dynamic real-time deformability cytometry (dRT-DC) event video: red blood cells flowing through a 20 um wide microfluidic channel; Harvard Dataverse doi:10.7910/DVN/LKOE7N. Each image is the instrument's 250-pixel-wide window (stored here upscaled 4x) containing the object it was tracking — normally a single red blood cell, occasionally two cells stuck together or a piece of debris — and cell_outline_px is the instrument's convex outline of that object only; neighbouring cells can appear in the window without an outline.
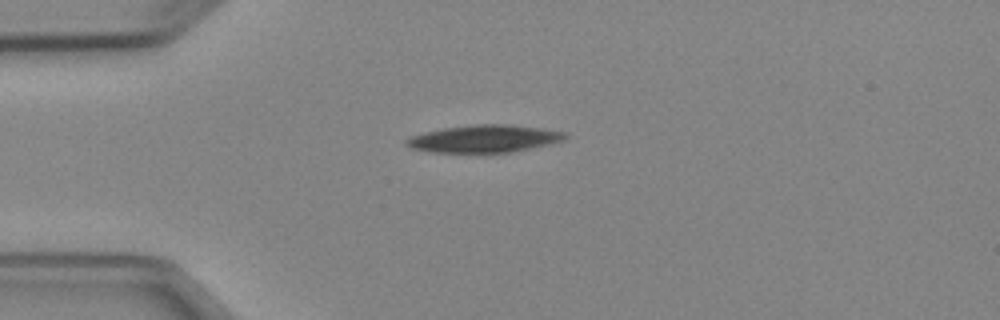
{"species": "Egyptian fruit bat (a non-hibernating species)", "species_latin": "Rousettus aegyptiacus", "temperature_condition": "cold", "stored_images_in_passage": 8, "camera_frame_rate_fps": 3000, "um_per_image_px": 0.085, "animal": {"sex": "female"}, "frame": {"image": 1, "passage_image": 5, "time_ms": 5.667, "image_size_px": [1000, 320], "cell_outline_px": [[568, 136], [564, 140], [552, 144], [512, 152], [432, 152], [412, 148], [404, 144], [404, 140], [412, 136], [424, 132], [444, 128], [472, 124], [504, 124], [544, 128], [568, 132]], "centroid_in_image_um": [41.22, 11.78], "position_along_channel_um": 43.8, "area_um2": 25.55}}
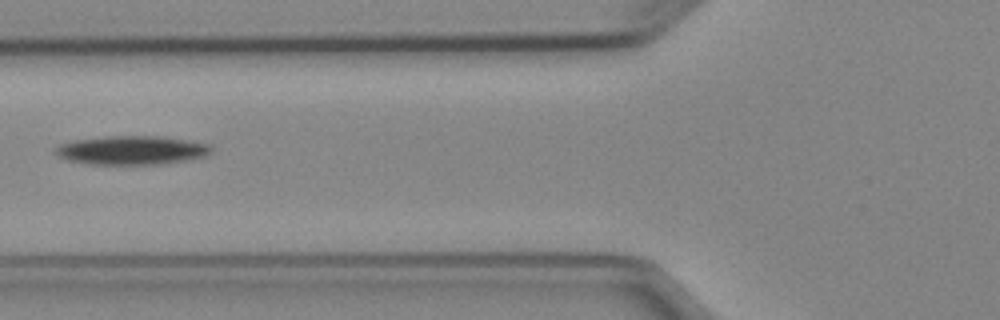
{"frame": {"image": 2, "passage_image": 7, "time_ms": 8.0, "image_size_px": [1000, 320], "cell_outline_px": [[212, 152], [208, 156], [192, 160], [164, 164], [88, 164], [68, 160], [60, 156], [52, 148], [60, 144], [76, 140], [104, 136], [160, 136], [188, 140], [212, 144]], "centroid_in_image_um": [11.28, 12.77], "position_along_channel_um": 114.5, "area_um2": 26.53}}